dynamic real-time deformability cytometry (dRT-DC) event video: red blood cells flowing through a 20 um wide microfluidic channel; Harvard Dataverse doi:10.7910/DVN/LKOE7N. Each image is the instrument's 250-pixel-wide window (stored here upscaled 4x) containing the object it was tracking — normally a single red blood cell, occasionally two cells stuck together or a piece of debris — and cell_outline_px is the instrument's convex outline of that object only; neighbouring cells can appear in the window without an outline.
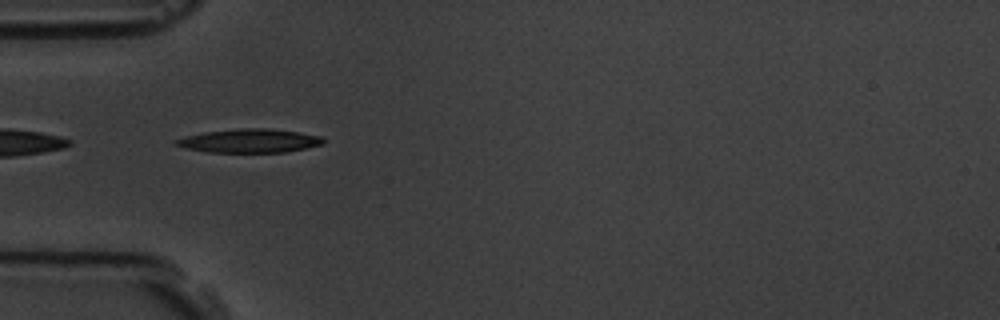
{"species": "common noctule bat (a hibernating species)", "species_latin": "Nyctalus noctula", "temperature_condition": "room temperature", "stored_images_in_passage": 41, "camera_frame_rate_fps": 3000, "um_per_image_px": 0.085, "animal": {"sex": "male", "body_mass_g": 19.5, "forearm_length_mm": 54.6}, "frame": {"image": 1, "passage_image": 2, "time_ms": 0.333, "image_size_px": [1000, 320], "cell_outline_px": [[324, 144], [284, 152], [208, 152], [188, 148], [172, 144], [172, 140], [204, 132], [240, 128], [268, 128], [324, 136]], "centroid_in_image_um": [21.21, 11.96], "position_along_channel_um": 63.8, "area_um2": 20.23}}
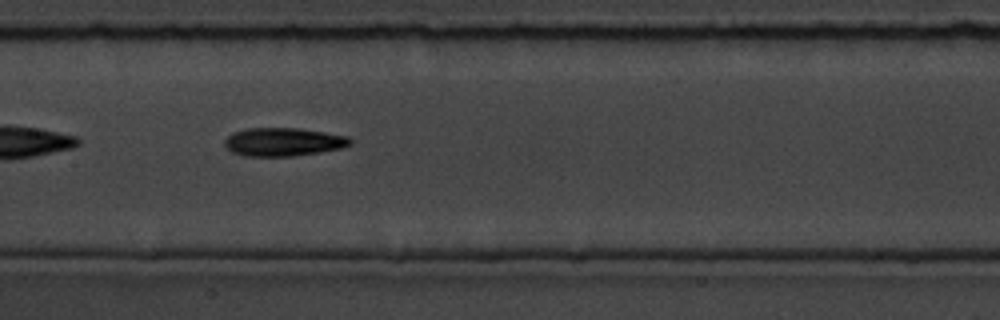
{"frame": {"image": 2, "passage_image": 12, "time_ms": 3.667, "image_size_px": [1000, 320], "cell_outline_px": [[352, 144], [340, 148], [320, 152], [292, 156], [244, 156], [232, 152], [224, 144], [224, 140], [232, 132], [244, 128], [300, 128], [348, 136], [352, 140]], "centroid_in_image_um": [24.06, 12.05], "position_along_channel_um": 183.3, "area_um2": 20.81}}
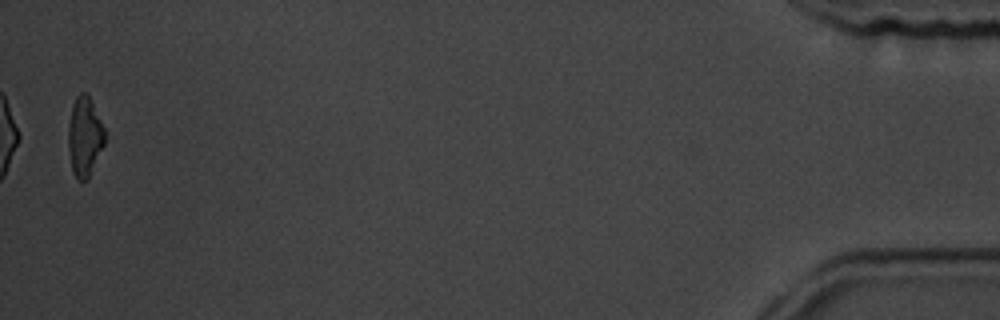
{"frame": {"image": 3, "passage_image": 40, "time_ms": 13.0, "image_size_px": [1000, 320], "cell_outline_px": [[104, 144], [88, 180], [76, 180], [72, 172], [68, 148], [68, 124], [72, 104], [76, 96], [80, 92], [84, 92], [92, 100], [104, 128]], "centroid_in_image_um": [7.17, 11.62], "position_along_channel_um": 428.0, "area_um2": 17.05}, "authors_computed_cell_mechanics": {"area_um2": 19.2474, "velocity_mm_per_s": 3.6125, "shape_relaxation_time_tau1_ms": 2.4321, "shape_relaxation_time_tau2_ms": 11.175, "deformation_change_tau1": 0.1675, "deformation_change_tau2": 0.244}}